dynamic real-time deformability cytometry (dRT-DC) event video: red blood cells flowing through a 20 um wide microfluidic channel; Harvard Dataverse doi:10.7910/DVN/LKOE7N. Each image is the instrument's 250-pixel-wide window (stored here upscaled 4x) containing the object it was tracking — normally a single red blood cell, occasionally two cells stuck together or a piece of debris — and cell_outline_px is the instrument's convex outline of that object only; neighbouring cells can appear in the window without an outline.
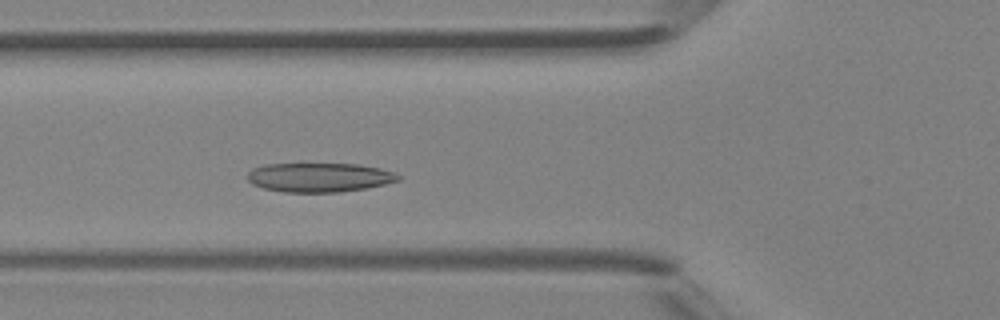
{"species": "Egyptian fruit bat (a non-hibernating species)", "species_latin": "Rousettus aegyptiacus", "temperature_condition": "room temperature", "stored_images_in_passage": 34, "camera_frame_rate_fps": 3000, "um_per_image_px": 0.085, "animal": {"sex": "female"}, "frame": {"image": 1, "passage_image": 4, "time_ms": 1.0, "image_size_px": [1000, 320], "cell_outline_px": [[400, 180], [384, 184], [364, 188], [340, 192], [284, 192], [264, 188], [252, 184], [248, 180], [248, 172], [252, 168], [264, 164], [360, 164], [380, 168], [396, 172], [400, 176]], "centroid_in_image_um": [27.15, 15.07], "position_along_channel_um": 98.7, "area_um2": 25.66}}
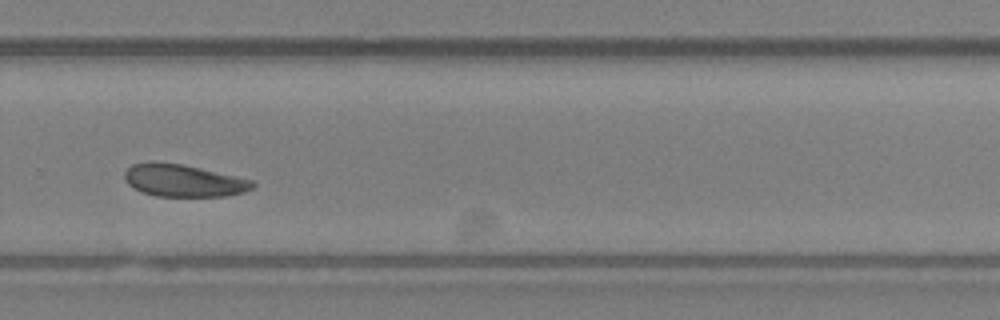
{"frame": {"image": 2, "passage_image": 19, "time_ms": 6.0, "image_size_px": [1000, 320], "cell_outline_px": [[256, 184], [252, 188], [244, 192], [228, 196], [156, 196], [144, 192], [128, 184], [124, 180], [124, 172], [132, 164], [180, 164], [200, 168], [256, 180]], "centroid_in_image_um": [15.69, 15.38], "position_along_channel_um": 314.1, "area_um2": 23.58}}
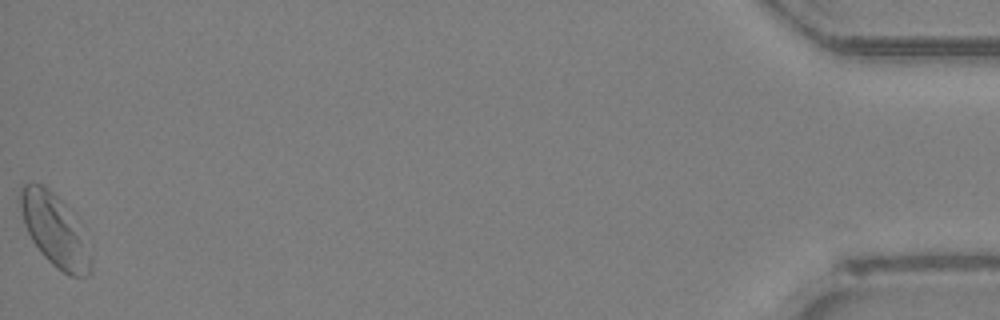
{"frame": {"image": 3, "passage_image": 34, "time_ms": 11.0, "image_size_px": [1000, 320], "cell_outline_px": [[92, 272], [88, 276], [68, 276], [52, 264], [40, 252], [32, 240], [24, 224], [16, 200], [20, 184], [28, 180], [32, 180], [48, 188], [64, 204], [92, 260]], "centroid_in_image_um": [4.5, 19.51], "position_along_channel_um": 430.7, "area_um2": 29.13}}